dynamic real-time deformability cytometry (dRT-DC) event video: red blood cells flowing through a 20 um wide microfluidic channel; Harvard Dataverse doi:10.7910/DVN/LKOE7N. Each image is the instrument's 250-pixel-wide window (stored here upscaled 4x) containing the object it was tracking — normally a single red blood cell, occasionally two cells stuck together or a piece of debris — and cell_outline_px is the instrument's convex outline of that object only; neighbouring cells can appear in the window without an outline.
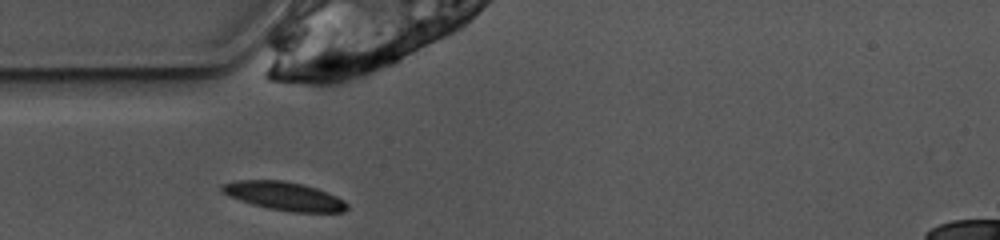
{"species": "common noctule bat (a hibernating species)", "species_latin": "Nyctalus noctula", "temperature_condition": "warm", "stored_images_in_passage": 26, "camera_frame_rate_fps": 3000, "um_per_image_px": 0.085, "animal": {"sex": "female", "body_mass_g": 10.0, "forearm_length_mm": 53.1}, "frame": {"image": 1, "passage_image": 1, "time_ms": 0.0, "image_size_px": [1000, 240], "cell_outline_px": [[348, 208], [344, 212], [292, 212], [252, 204], [228, 196], [220, 188], [224, 184], [236, 180], [284, 180], [304, 184], [316, 188], [336, 196], [344, 200], [348, 204]], "centroid_in_image_um": [24.19, 16.66], "position_along_channel_um": 60.8, "area_um2": 20.58}}
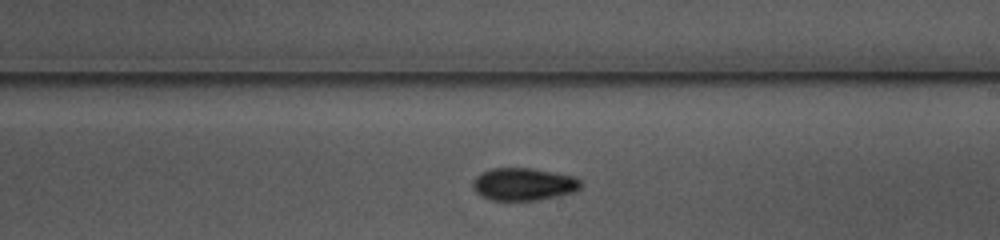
{"frame": {"image": 2, "passage_image": 15, "time_ms": 4.667, "image_size_px": [1000, 240], "cell_outline_px": [[584, 184], [576, 192], [536, 200], [488, 200], [480, 196], [472, 188], [472, 180], [480, 172], [492, 168], [532, 168], [576, 176]], "centroid_in_image_um": [44.5, 15.65], "position_along_channel_um": 244.5, "area_um2": 20.87}}
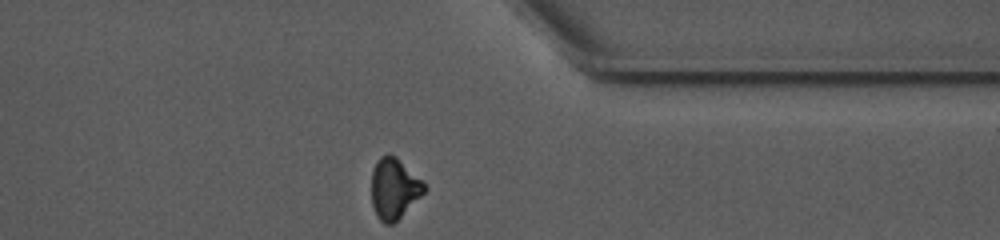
{"frame": {"image": 3, "passage_image": 26, "time_ms": 8.333, "image_size_px": [1000, 240], "cell_outline_px": [[428, 188], [392, 224], [384, 224], [376, 216], [372, 204], [372, 168], [376, 160], [380, 156], [388, 152], [396, 156]], "centroid_in_image_um": [33.45, 15.99], "position_along_channel_um": 377.9, "area_um2": 18.44}, "authors_computed_cell_mechanics": {"area_um2": 20.4612, "velocity_mm_per_s": 3.906, "shape_relaxation_time_tau1_ms": 3.8648, "shape_relaxation_time_tau2_ms": 3.2255, "deformation_change_tau1": 0.1316, "deformation_change_tau2": 0.0788}}